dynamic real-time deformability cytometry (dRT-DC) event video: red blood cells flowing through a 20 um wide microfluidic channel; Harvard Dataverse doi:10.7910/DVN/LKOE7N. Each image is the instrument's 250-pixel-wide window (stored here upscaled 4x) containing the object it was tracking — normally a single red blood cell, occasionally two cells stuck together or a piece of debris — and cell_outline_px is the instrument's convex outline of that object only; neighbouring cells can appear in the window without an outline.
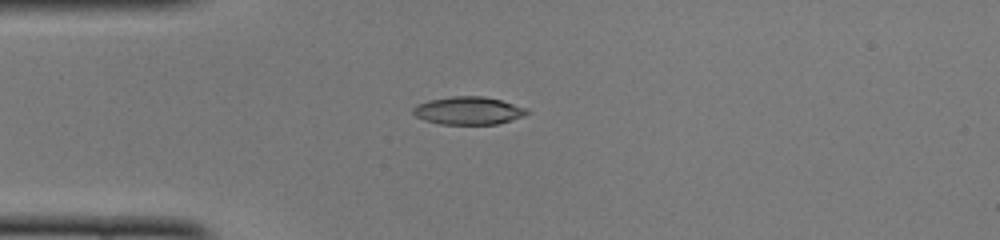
{"species": "common noctule bat (a hibernating species)", "species_latin": "Nyctalus noctula", "temperature_condition": "cold", "stored_images_in_passage": 38, "camera_frame_rate_fps": 3000, "um_per_image_px": 0.085, "animal": {"sex": "female", "body_mass_g": 22.0, "forearm_length_mm": 56.7}, "frame": {"image": 1, "passage_image": 1, "time_ms": 0.0, "image_size_px": [1000, 240], "cell_outline_px": [[528, 112], [524, 116], [496, 124], [440, 124], [424, 120], [416, 116], [412, 112], [412, 108], [428, 100], [452, 96], [484, 96], [500, 100], [528, 108]], "centroid_in_image_um": [39.81, 9.4], "position_along_channel_um": 45.2, "area_um2": 18.38}}
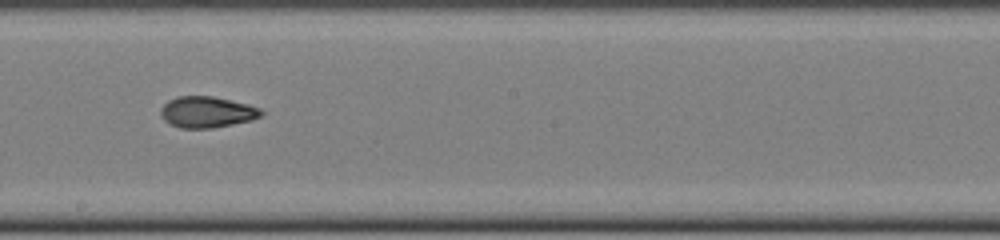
{"frame": {"image": 2, "passage_image": 16, "time_ms": 5.0, "image_size_px": [1000, 240], "cell_outline_px": [[264, 116], [252, 120], [212, 128], [180, 128], [168, 124], [160, 116], [160, 108], [168, 100], [180, 96], [212, 96], [248, 104], [260, 108], [264, 112]], "centroid_in_image_um": [17.59, 9.53], "position_along_channel_um": 230.6, "area_um2": 18.44}}
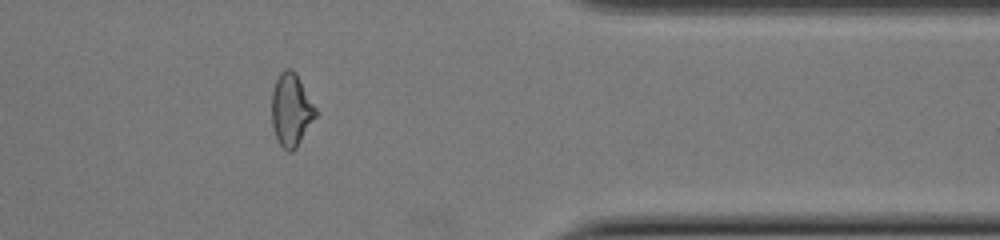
{"frame": {"image": 3, "passage_image": 29, "time_ms": 9.333, "image_size_px": [1000, 240], "cell_outline_px": [[316, 116], [296, 148], [292, 152], [288, 152], [276, 140], [272, 124], [272, 92], [276, 80], [280, 72], [284, 68], [292, 68], [296, 72], [316, 108]], "centroid_in_image_um": [24.74, 9.33], "position_along_channel_um": 386.7, "area_um2": 18.61}, "authors_computed_cell_mechanics": {"area_um2": 18.496, "velocity_mm_per_s": 3.9988, "shape_relaxation_time_tau1_ms": 3.8724, "shape_relaxation_time_tau2_ms": 1.871, "deformation_change_tau1": 0.1657, "deformation_change_tau2": 0.0844}}